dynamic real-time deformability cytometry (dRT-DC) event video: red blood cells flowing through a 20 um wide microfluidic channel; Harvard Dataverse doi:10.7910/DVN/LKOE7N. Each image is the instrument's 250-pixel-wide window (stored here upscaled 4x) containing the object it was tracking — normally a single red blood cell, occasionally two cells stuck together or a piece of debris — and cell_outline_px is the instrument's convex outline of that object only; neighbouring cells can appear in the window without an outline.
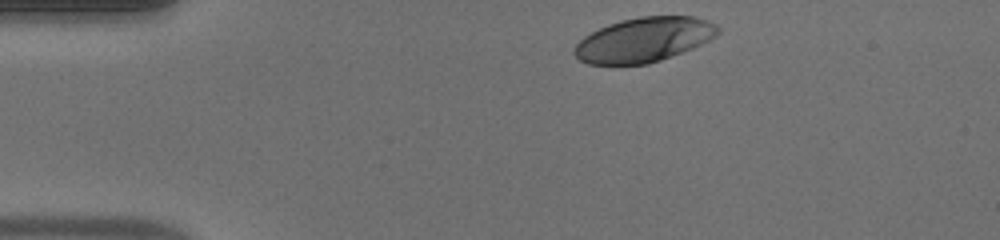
{"species": "human", "species_latin": "Homo sapiens", "temperature_condition": "warm", "stored_images_in_passage": 36, "camera_frame_rate_fps": 3000, "um_per_image_px": 0.085, "donor": {"sex": "male"}, "frame": {"image": 1, "passage_image": 1, "time_ms": 0.0, "image_size_px": [1000, 240], "cell_outline_px": [[692, 20], [676, 52], [656, 60], [640, 64], [592, 64], [584, 60], [576, 52], [576, 48], [588, 36], [612, 24], [628, 20], [648, 16], [684, 16]], "centroid_in_image_um": [53.98, 3.46], "position_along_channel_um": 31.0, "area_um2": 29.25}}
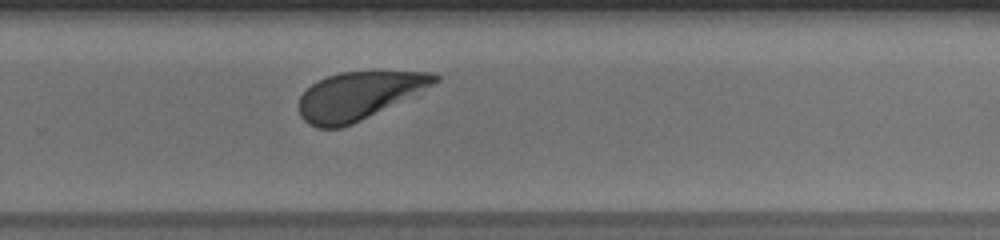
{"frame": {"image": 2, "passage_image": 27, "time_ms": 8.667, "image_size_px": [1000, 240], "cell_outline_px": [[436, 80], [348, 124], [336, 128], [324, 128], [312, 124], [300, 112], [300, 100], [304, 92], [308, 88], [332, 76], [348, 72], [408, 72], [436, 76]], "centroid_in_image_um": [30.31, 8.13], "position_along_channel_um": 299.5, "area_um2": 33.7}}
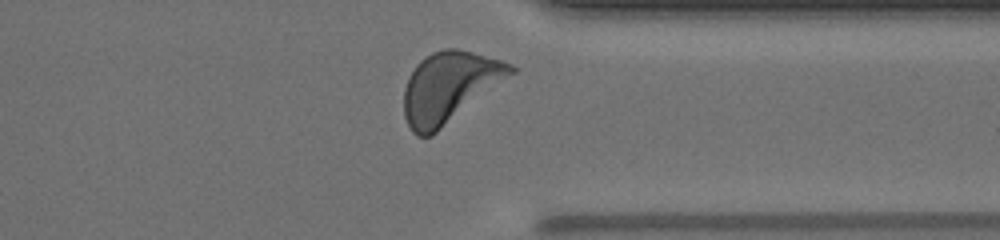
{"frame": {"image": 3, "passage_image": 33, "time_ms": 10.667, "image_size_px": [1000, 240], "cell_outline_px": [[512, 68], [428, 136], [420, 136], [412, 128], [408, 120], [404, 108], [404, 96], [408, 80], [412, 72], [428, 56], [436, 52], [468, 52], [496, 60]], "centroid_in_image_um": [38.0, 7.41], "position_along_channel_um": 373.4, "area_um2": 38.26}, "authors_computed_cell_mechanics": {"area_um2": 33.6974, "velocity_mm_per_s": 3.804, "shape_relaxation_time_tau1_ms": 2.3076, "shape_relaxation_time_tau2_ms": null, "deformation_change_tau1": 0.1404, "deformation_change_tau2": null}}